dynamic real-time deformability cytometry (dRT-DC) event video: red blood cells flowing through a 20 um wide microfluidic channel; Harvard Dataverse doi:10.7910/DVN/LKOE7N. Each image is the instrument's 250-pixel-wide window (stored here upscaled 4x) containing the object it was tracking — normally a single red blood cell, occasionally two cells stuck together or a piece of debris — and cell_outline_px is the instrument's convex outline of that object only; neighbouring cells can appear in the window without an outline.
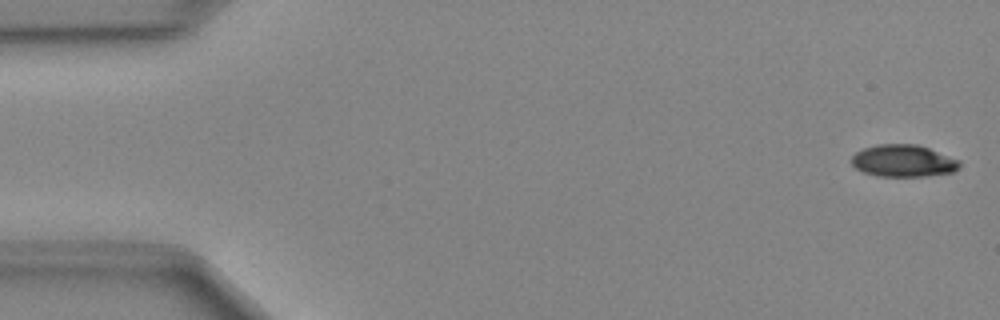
{"species": "Egyptian fruit bat (a non-hibernating species)", "species_latin": "Rousettus aegyptiacus", "temperature_condition": "cold", "stored_images_in_passage": 46, "camera_frame_rate_fps": 3000, "um_per_image_px": 0.085, "animal": {"sex": "female"}, "frame": {"image": 1, "passage_image": 1, "time_ms": 0.0, "image_size_px": [1000, 320], "cell_outline_px": [[960, 164], [952, 172], [928, 176], [876, 176], [864, 172], [856, 168], [852, 164], [852, 156], [856, 152], [864, 148], [876, 144], [916, 144], [928, 148], [960, 160]], "centroid_in_image_um": [76.76, 13.67], "position_along_channel_um": 8.2, "area_um2": 20.06}}
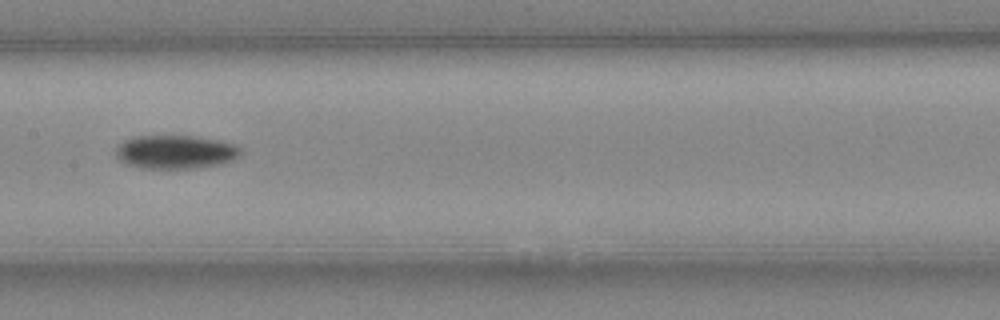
{"frame": {"image": 2, "passage_image": 24, "time_ms": 7.667, "image_size_px": [1000, 320], "cell_outline_px": [[244, 152], [232, 160], [220, 164], [192, 168], [140, 168], [124, 164], [116, 156], [116, 148], [124, 140], [136, 136], [196, 136], [220, 140], [236, 144]], "centroid_in_image_um": [14.93, 12.91], "position_along_channel_um": 192.5, "area_um2": 24.57}}
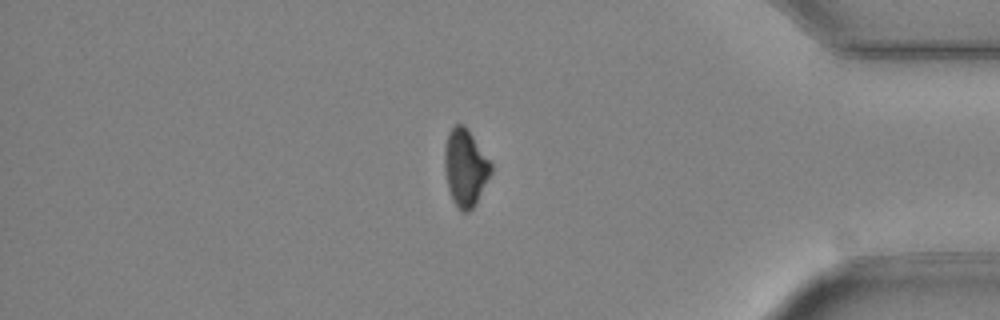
{"frame": {"image": 3, "passage_image": 41, "time_ms": 13.333, "image_size_px": [1000, 320], "cell_outline_px": [[492, 172], [476, 204], [468, 212], [460, 212], [452, 200], [448, 188], [444, 168], [444, 148], [448, 132], [456, 124], [464, 124], [492, 164]], "centroid_in_image_um": [39.54, 14.27], "position_along_channel_um": 395.7, "area_um2": 20.92}}